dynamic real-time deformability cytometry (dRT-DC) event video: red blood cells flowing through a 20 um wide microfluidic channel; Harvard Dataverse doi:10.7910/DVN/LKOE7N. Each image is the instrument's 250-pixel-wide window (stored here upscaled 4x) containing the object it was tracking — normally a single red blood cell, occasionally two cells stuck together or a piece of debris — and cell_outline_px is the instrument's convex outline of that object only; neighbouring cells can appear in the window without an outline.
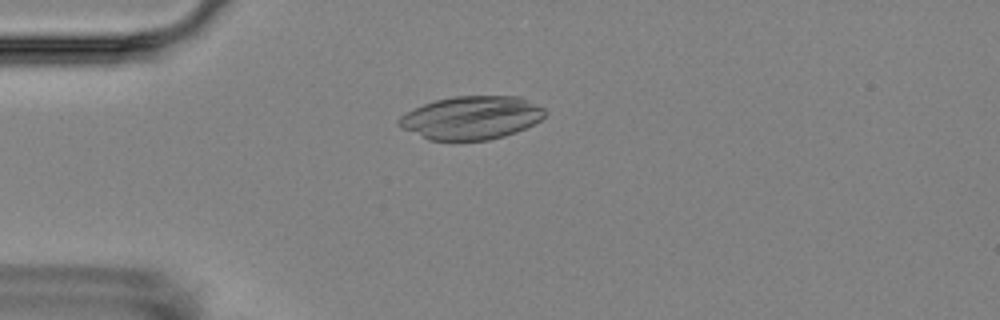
{"species": "Egyptian fruit bat (a non-hibernating species)", "species_latin": "Rousettus aegyptiacus", "temperature_condition": "room temperature", "stored_images_in_passage": 5, "camera_frame_rate_fps": 3000, "um_per_image_px": 0.085, "animal": {"sex": "female"}, "frame": {"image": 1, "passage_image": 2, "time_ms": 1.333, "image_size_px": [1000, 320], "cell_outline_px": [[548, 112], [540, 120], [516, 132], [504, 136], [488, 140], [428, 140], [400, 128], [396, 124], [396, 120], [400, 116], [424, 104], [436, 100], [452, 96], [520, 96], [544, 108]], "centroid_in_image_um": [40.05, 10.01], "position_along_channel_um": 45.0, "area_um2": 36.88}}